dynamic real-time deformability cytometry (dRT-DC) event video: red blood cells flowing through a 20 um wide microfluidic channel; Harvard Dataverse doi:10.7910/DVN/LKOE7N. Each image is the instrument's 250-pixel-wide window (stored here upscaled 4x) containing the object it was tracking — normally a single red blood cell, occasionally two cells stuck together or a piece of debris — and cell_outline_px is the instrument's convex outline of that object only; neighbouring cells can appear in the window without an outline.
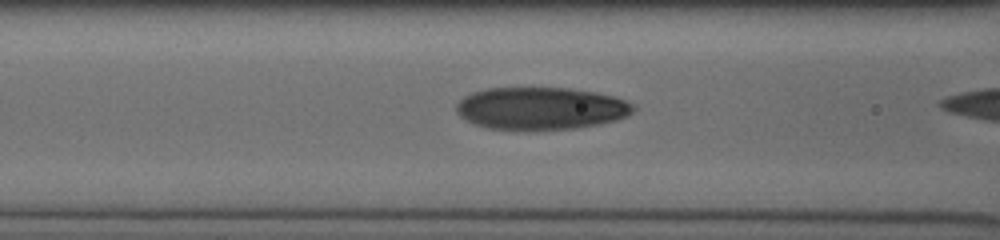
{"species": "human", "species_latin": "Homo sapiens", "temperature_condition": "cold", "stored_images_in_passage": 7, "camera_frame_rate_fps": 3000, "um_per_image_px": 0.085, "donor": {"sex": "male"}, "frame": {"image": 1, "passage_image": 5, "time_ms": 1.333, "image_size_px": [1000, 240], "cell_outline_px": [[636, 108], [628, 116], [616, 120], [600, 124], [576, 128], [488, 128], [476, 124], [460, 116], [456, 112], [456, 104], [464, 96], [472, 92], [484, 88], [568, 88], [596, 92], [616, 96], [636, 104]], "centroid_in_image_um": [46.03, 9.18], "position_along_channel_um": 120.6, "area_um2": 43.47}}